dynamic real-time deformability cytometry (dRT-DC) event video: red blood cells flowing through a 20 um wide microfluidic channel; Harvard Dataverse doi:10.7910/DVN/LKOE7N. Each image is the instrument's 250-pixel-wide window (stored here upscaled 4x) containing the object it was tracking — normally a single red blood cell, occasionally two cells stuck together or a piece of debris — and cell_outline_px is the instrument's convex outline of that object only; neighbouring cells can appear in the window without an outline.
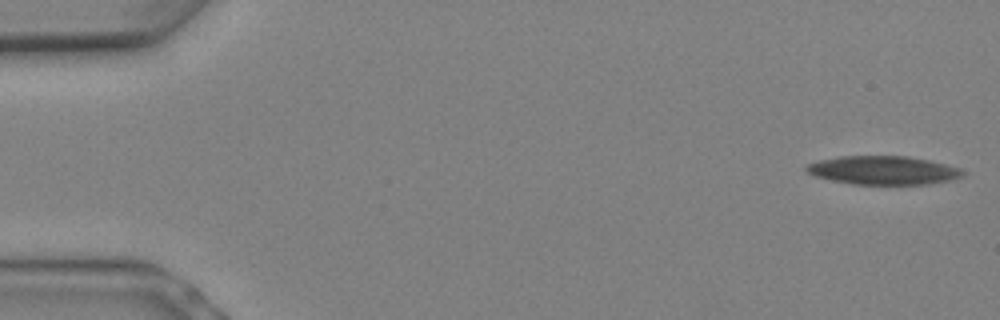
{"species": "Egyptian fruit bat (a non-hibernating species)", "species_latin": "Rousettus aegyptiacus", "temperature_condition": "warm", "stored_images_in_passage": 8, "camera_frame_rate_fps": 3000, "um_per_image_px": 0.085, "animal": {"sex": "female"}, "frame": {"image": 1, "passage_image": 1, "time_ms": 0.0, "image_size_px": [1000, 320], "cell_outline_px": [[968, 172], [964, 176], [952, 180], [928, 184], [852, 184], [832, 180], [816, 176], [808, 172], [804, 168], [808, 164], [820, 160], [840, 156], [908, 156], [928, 160], [960, 168]], "centroid_in_image_um": [75.13, 14.47], "position_along_channel_um": 9.9, "area_um2": 26.01}}
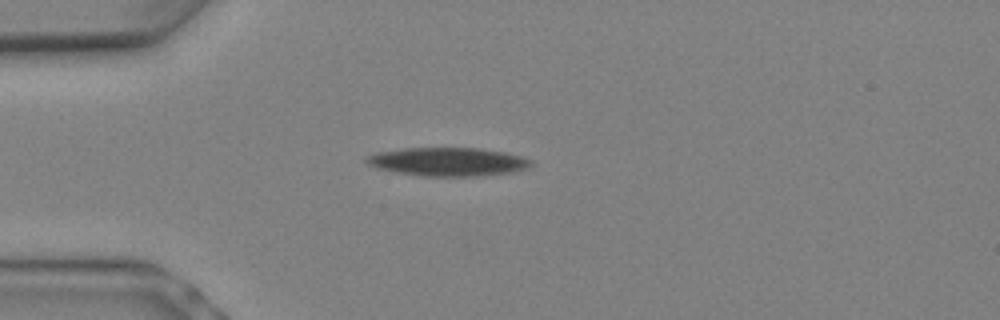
{"frame": {"image": 2, "passage_image": 6, "time_ms": 1.667, "image_size_px": [1000, 320], "cell_outline_px": [[532, 168], [512, 172], [480, 176], [420, 176], [396, 172], [376, 168], [368, 164], [364, 160], [364, 156], [376, 152], [404, 148], [480, 148], [504, 152], [520, 156], [532, 160]], "centroid_in_image_um": [38.06, 13.75], "position_along_channel_um": 46.9, "area_um2": 27.63}}